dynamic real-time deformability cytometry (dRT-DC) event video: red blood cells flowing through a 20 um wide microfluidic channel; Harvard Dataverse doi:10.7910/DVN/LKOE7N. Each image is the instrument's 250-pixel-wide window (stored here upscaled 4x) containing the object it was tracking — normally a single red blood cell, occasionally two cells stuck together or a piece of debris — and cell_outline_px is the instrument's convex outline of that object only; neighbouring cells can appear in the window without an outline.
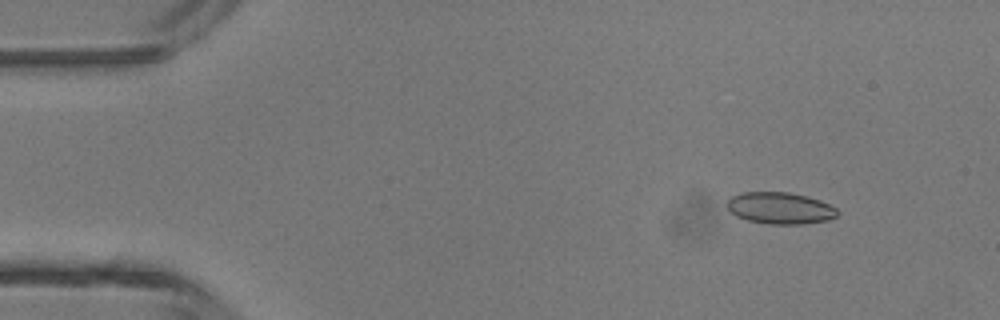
{"species": "common noctule bat (a hibernating species)", "species_latin": "Nyctalus noctula", "temperature_condition": "room temperature", "stored_images_in_passage": 3, "camera_frame_rate_fps": 3000, "um_per_image_px": 0.085, "animal": {"sex": "male", "body_mass_g": 13.3}, "frame": {"image": 1, "passage_image": 1, "time_ms": 0.0, "image_size_px": [1000, 320], "cell_outline_px": [[840, 212], [836, 216], [828, 220], [800, 224], [772, 224], [748, 220], [736, 216], [728, 208], [728, 200], [732, 196], [740, 192], [788, 192], [808, 196], [820, 200], [836, 208]], "centroid_in_image_um": [66.33, 17.68], "position_along_channel_um": 18.7, "area_um2": 20.29}}